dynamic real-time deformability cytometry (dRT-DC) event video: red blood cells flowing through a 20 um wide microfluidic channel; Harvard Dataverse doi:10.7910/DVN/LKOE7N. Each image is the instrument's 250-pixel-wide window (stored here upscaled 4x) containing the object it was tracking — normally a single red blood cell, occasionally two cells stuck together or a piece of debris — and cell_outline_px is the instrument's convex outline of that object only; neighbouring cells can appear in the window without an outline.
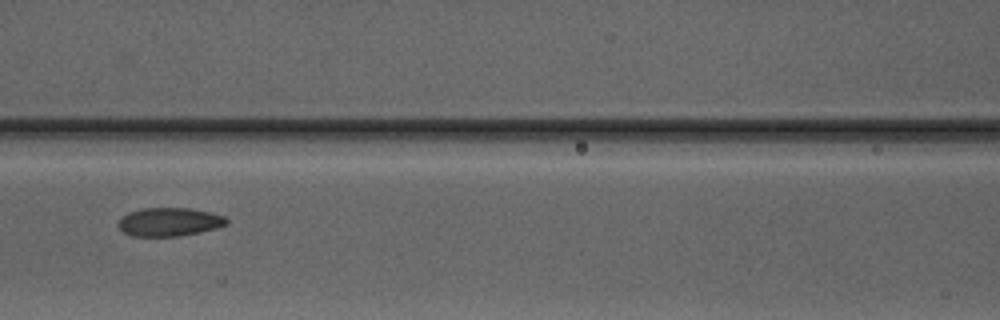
{"species": "Egyptian fruit bat (a non-hibernating species)", "species_latin": "Rousettus aegyptiacus", "temperature_condition": "warm", "stored_images_in_passage": 6, "camera_frame_rate_fps": 3000, "um_per_image_px": 0.085, "animal": {"sex": "male"}, "frame": {"image": 1, "passage_image": 6, "time_ms": 7.0, "image_size_px": [1000, 320], "cell_outline_px": [[228, 224], [216, 228], [200, 232], [180, 236], [132, 236], [124, 232], [116, 224], [128, 212], [140, 208], [188, 208], [212, 212], [224, 216], [228, 220]], "centroid_in_image_um": [14.41, 18.86], "position_along_channel_um": 152.2, "area_um2": 18.03}}